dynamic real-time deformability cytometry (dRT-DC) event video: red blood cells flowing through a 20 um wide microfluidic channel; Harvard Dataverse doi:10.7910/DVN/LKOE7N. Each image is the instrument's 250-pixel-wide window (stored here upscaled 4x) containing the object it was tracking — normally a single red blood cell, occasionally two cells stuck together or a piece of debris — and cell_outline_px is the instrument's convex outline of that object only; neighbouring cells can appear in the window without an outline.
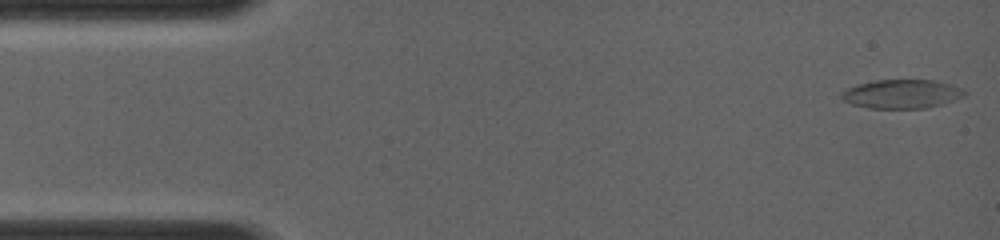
{"species": "common noctule bat (a hibernating species)", "species_latin": "Nyctalus noctula", "temperature_condition": "room temperature", "stored_images_in_passage": 13, "camera_frame_rate_fps": 4000, "um_per_image_px": 0.085, "animal": {"sex": "female", "body_mass_g": 19.0, "forearm_length_mm": 56.7}, "frame": {"image": 1, "passage_image": 1, "time_ms": 0.0, "image_size_px": [1000, 240], "cell_outline_px": [[968, 92], [964, 96], [940, 104], [924, 108], [868, 108], [852, 104], [844, 100], [840, 96], [840, 92], [856, 84], [876, 80], [936, 80], [952, 84], [964, 88]], "centroid_in_image_um": [76.66, 7.97], "position_along_channel_um": 8.3, "area_um2": 20.75}}
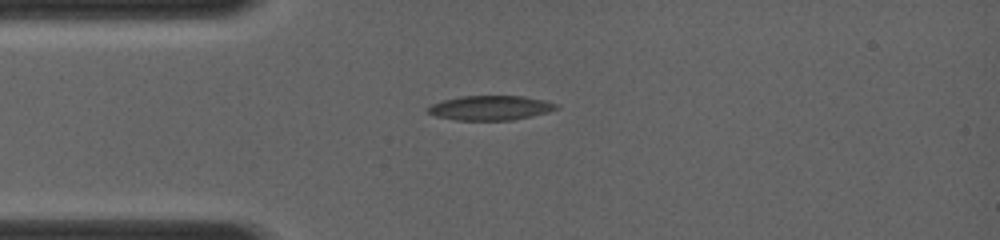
{"frame": {"image": 2, "passage_image": 9, "time_ms": 3.0, "image_size_px": [1000, 240], "cell_outline_px": [[560, 108], [548, 112], [532, 116], [512, 120], [456, 120], [436, 116], [428, 112], [424, 108], [440, 100], [460, 96], [524, 96], [544, 100], [556, 104]], "centroid_in_image_um": [41.65, 9.16], "position_along_channel_um": 43.3, "area_um2": 18.5}}
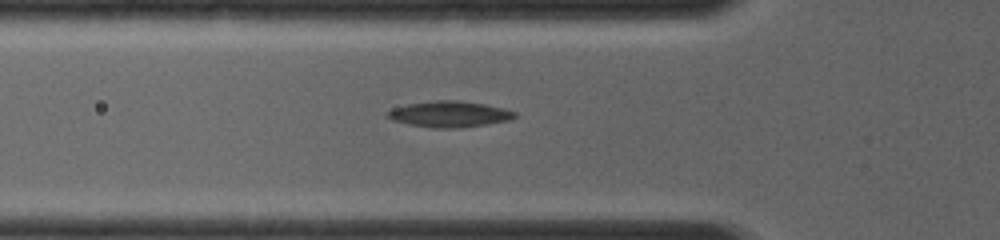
{"frame": {"image": 3, "passage_image": 12, "time_ms": 4.25, "image_size_px": [1000, 240], "cell_outline_px": [[516, 116], [508, 120], [484, 124], [456, 128], [432, 128], [408, 124], [392, 120], [388, 116], [388, 112], [392, 108], [408, 104], [436, 100], [456, 100], [484, 104], [504, 108], [516, 112]], "centroid_in_image_um": [38.19, 9.7], "position_along_channel_um": 87.6, "area_um2": 19.02}}